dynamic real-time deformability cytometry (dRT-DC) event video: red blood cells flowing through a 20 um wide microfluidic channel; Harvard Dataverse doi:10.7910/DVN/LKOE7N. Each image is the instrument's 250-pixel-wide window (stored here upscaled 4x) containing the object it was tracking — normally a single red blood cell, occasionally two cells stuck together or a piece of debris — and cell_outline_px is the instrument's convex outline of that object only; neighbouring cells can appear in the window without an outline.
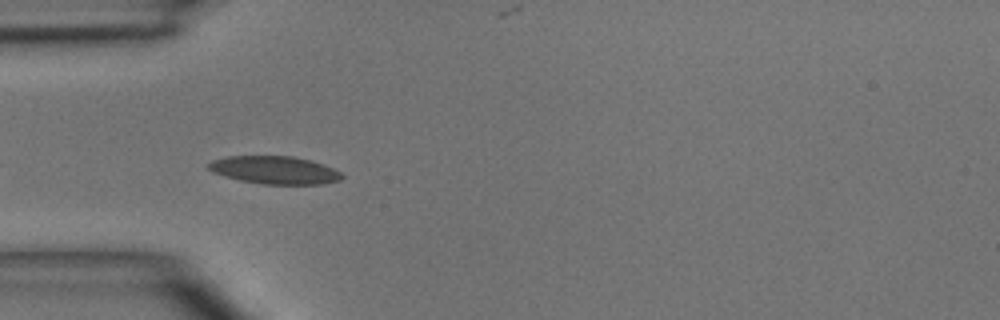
{"species": "common noctule bat (a hibernating species)", "species_latin": "Nyctalus noctula", "temperature_condition": "room temperature", "stored_images_in_passage": 8, "camera_frame_rate_fps": 3000, "um_per_image_px": 0.085, "animal": {"sex": "male", "body_mass_g": 15.6}, "frame": {"image": 1, "passage_image": 4, "time_ms": 4.333, "image_size_px": [1000, 320], "cell_outline_px": [[344, 176], [340, 180], [324, 184], [260, 184], [240, 180], [224, 176], [212, 172], [208, 168], [208, 164], [212, 160], [228, 156], [292, 156], [312, 160], [324, 164], [340, 172]], "centroid_in_image_um": [23.35, 14.45], "position_along_channel_um": 61.6, "area_um2": 21.73}}
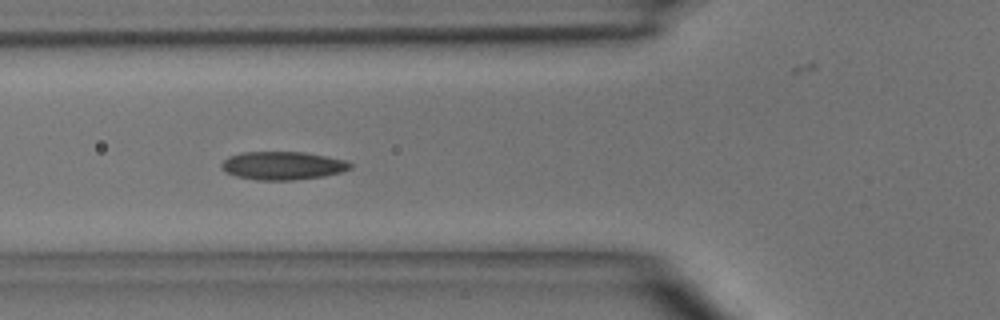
{"frame": {"image": 2, "passage_image": 5, "time_ms": 5.333, "image_size_px": [1000, 320], "cell_outline_px": [[352, 168], [340, 172], [324, 176], [292, 180], [256, 180], [236, 176], [224, 172], [220, 168], [220, 164], [228, 156], [240, 152], [304, 152], [344, 160], [352, 164]], "centroid_in_image_um": [23.96, 14.08], "position_along_channel_um": 101.8, "area_um2": 21.21}}
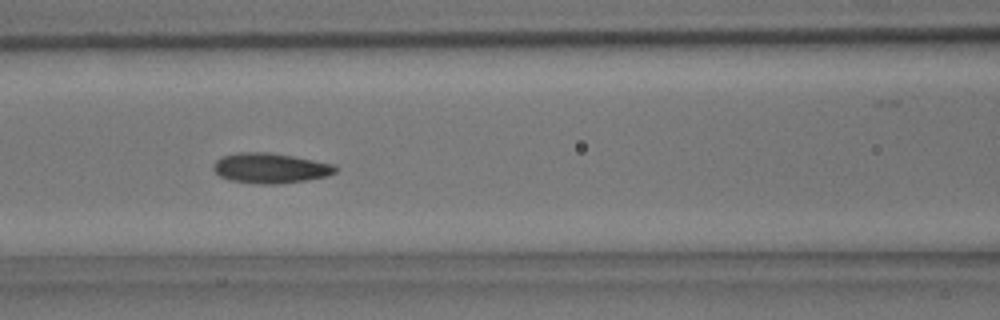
{"frame": {"image": 3, "passage_image": 6, "time_ms": 6.333, "image_size_px": [1000, 320], "cell_outline_px": [[336, 172], [324, 176], [308, 180], [276, 184], [260, 184], [228, 180], [220, 176], [212, 168], [216, 160], [220, 156], [236, 152], [268, 152], [292, 156], [336, 164]], "centroid_in_image_um": [22.94, 14.28], "position_along_channel_um": 143.7, "area_um2": 21.5}}